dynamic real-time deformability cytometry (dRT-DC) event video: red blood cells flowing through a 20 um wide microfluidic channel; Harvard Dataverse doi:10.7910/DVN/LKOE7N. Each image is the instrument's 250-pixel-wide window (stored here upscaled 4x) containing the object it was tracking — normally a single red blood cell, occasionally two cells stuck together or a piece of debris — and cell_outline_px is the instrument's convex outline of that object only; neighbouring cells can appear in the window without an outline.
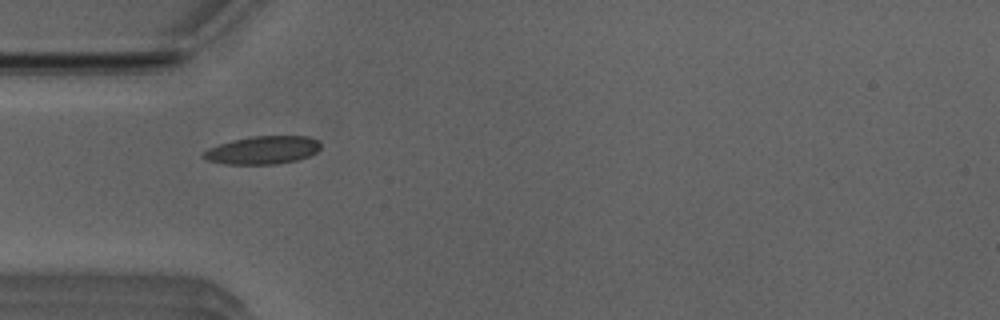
{"species": "Egyptian fruit bat (a non-hibernating species)", "species_latin": "Rousettus aegyptiacus", "temperature_condition": "room temperature", "stored_images_in_passage": 34, "camera_frame_rate_fps": 3000, "um_per_image_px": 0.085, "animal": {"sex": "male"}, "frame": {"image": 1, "passage_image": 1, "time_ms": 0.0, "image_size_px": [1000, 320], "cell_outline_px": [[320, 148], [316, 152], [308, 156], [296, 160], [276, 164], [228, 164], [208, 160], [200, 156], [208, 148], [232, 140], [252, 136], [308, 136], [316, 140], [320, 144]], "centroid_in_image_um": [22.32, 12.75], "position_along_channel_um": 62.7, "area_um2": 18.96}}
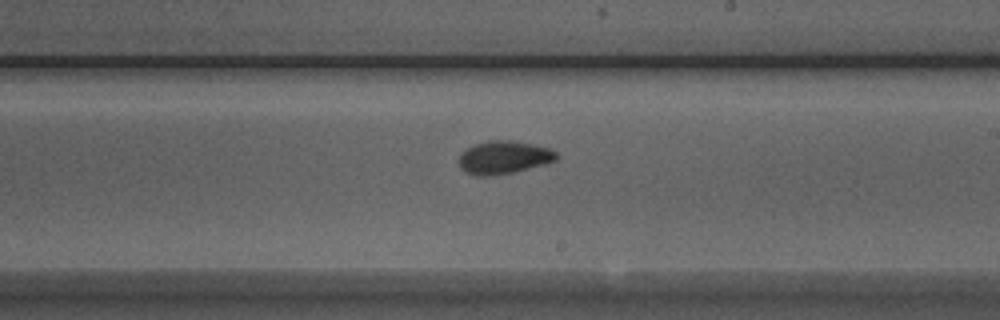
{"frame": {"image": 2, "passage_image": 15, "time_ms": 4.667, "image_size_px": [1000, 320], "cell_outline_px": [[560, 156], [556, 160], [548, 164], [512, 172], [488, 176], [476, 176], [464, 172], [460, 168], [460, 152], [476, 144], [488, 140], [512, 140], [552, 148]], "centroid_in_image_um": [42.86, 13.38], "position_along_channel_um": 246.1, "area_um2": 18.96}}
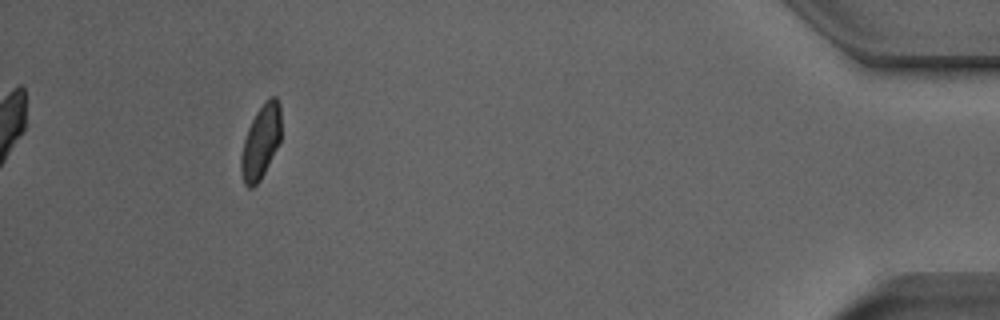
{"frame": {"image": 3, "passage_image": 33, "time_ms": 10.667, "image_size_px": [1000, 320], "cell_outline_px": [[280, 140], [260, 180], [252, 188], [248, 188], [244, 184], [240, 172], [240, 156], [244, 140], [248, 128], [256, 112], [268, 96], [276, 96], [280, 104]], "centroid_in_image_um": [22.14, 12.04], "position_along_channel_um": 413.1, "area_um2": 17.17}}